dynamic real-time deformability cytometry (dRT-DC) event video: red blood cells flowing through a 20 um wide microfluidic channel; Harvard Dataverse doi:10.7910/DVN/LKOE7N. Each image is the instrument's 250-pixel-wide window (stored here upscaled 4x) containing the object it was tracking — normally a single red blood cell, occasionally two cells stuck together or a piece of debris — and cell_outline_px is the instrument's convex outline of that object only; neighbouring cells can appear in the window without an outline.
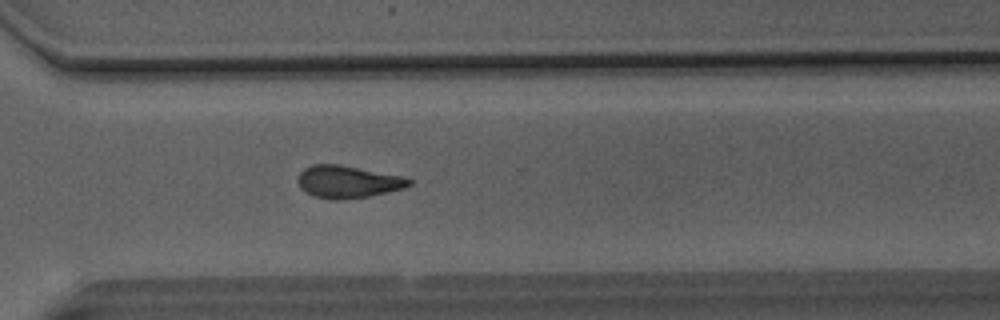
{"species": "Egyptian fruit bat (a non-hibernating species)", "species_latin": "Rousettus aegyptiacus", "temperature_condition": "room temperature", "stored_images_in_passage": 42, "camera_frame_rate_fps": 3000, "um_per_image_px": 0.085, "animal": {"sex": "male"}, "frame": {"image": 1, "passage_image": 28, "time_ms": 9.0, "image_size_px": [1000, 320], "cell_outline_px": [[412, 184], [404, 188], [368, 196], [340, 200], [332, 200], [312, 196], [300, 188], [300, 172], [304, 168], [312, 164], [340, 164], [400, 176], [412, 180]], "centroid_in_image_um": [29.55, 15.45], "position_along_channel_um": 341.1, "area_um2": 20.75}}
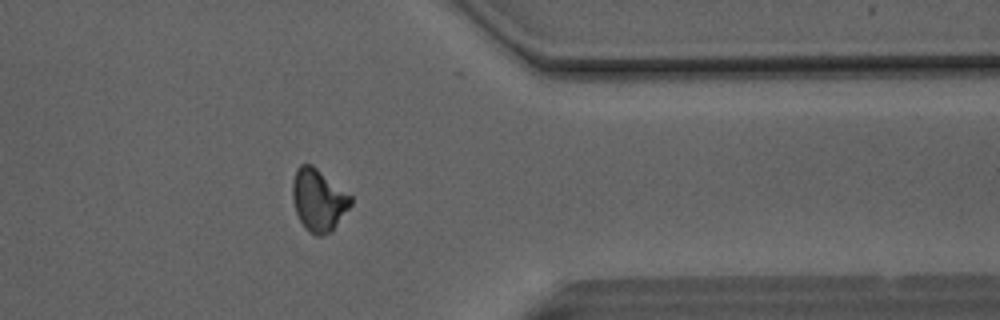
{"frame": {"image": 2, "passage_image": 32, "time_ms": 10.333, "image_size_px": [1000, 320], "cell_outline_px": [[352, 204], [332, 232], [320, 236], [316, 236], [300, 220], [296, 212], [292, 196], [292, 184], [296, 168], [300, 164], [312, 164], [352, 196]], "centroid_in_image_um": [27.09, 16.98], "position_along_channel_um": 384.3, "area_um2": 20.98}}
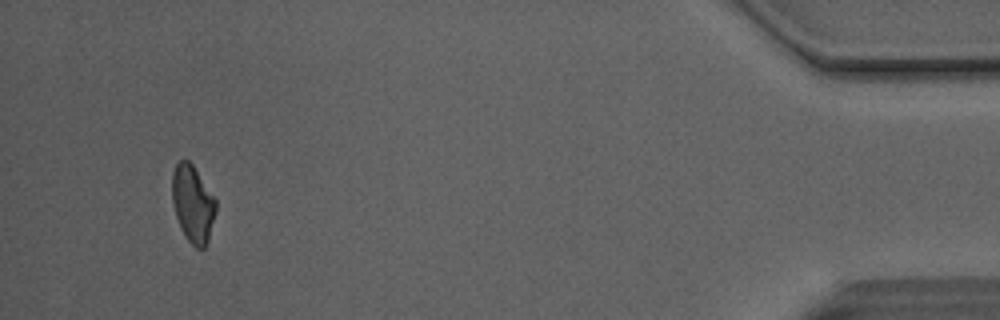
{"frame": {"image": 3, "passage_image": 39, "time_ms": 12.667, "image_size_px": [1000, 320], "cell_outline_px": [[216, 212], [208, 240], [204, 248], [196, 248], [188, 240], [176, 216], [172, 200], [172, 172], [176, 164], [180, 160], [188, 160], [192, 164], [216, 200]], "centroid_in_image_um": [16.39, 17.3], "position_along_channel_um": 418.8, "area_um2": 19.31}, "authors_computed_cell_mechanics": {"area_um2": 20.8658, "velocity_mm_per_s": 4.14, "shape_relaxation_time_tau1_ms": null, "shape_relaxation_time_tau2_ms": 2.9169, "deformation_change_tau1": null, "deformation_change_tau2": 0.1196}}